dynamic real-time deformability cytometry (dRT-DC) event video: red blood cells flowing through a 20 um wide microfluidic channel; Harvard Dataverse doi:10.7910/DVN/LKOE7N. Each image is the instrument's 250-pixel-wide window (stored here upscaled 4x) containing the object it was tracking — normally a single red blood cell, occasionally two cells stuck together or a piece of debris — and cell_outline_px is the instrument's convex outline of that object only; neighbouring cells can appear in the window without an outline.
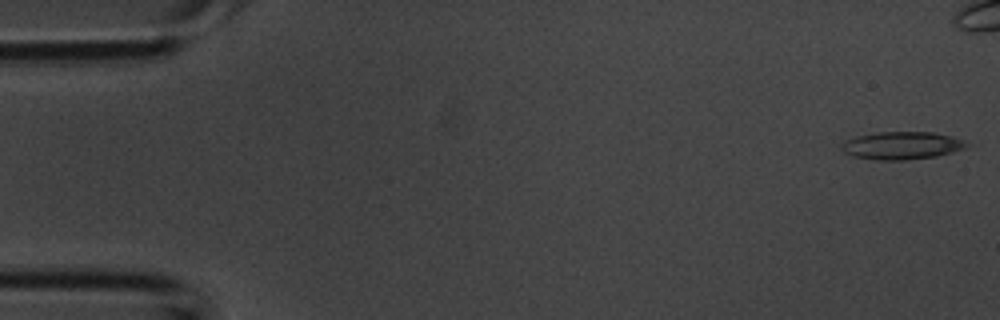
{"species": "common noctule bat (a hibernating species)", "species_latin": "Nyctalus noctula", "temperature_condition": "room temperature", "stored_images_in_passage": 35, "camera_frame_rate_fps": 3000, "um_per_image_px": 0.085, "animal": {"sex": "male", "body_mass_g": 20.1, "forearm_length_mm": 53.5}, "frame": {"image": 1, "passage_image": 1, "time_ms": 0.0, "image_size_px": [1000, 320], "cell_outline_px": [[976, 144], [968, 148], [936, 156], [904, 160], [876, 160], [852, 156], [844, 152], [840, 148], [840, 144], [844, 140], [856, 136], [876, 132], [932, 132], [952, 136]], "centroid_in_image_um": [76.69, 12.36], "position_along_channel_um": 8.3, "area_um2": 20.63}}
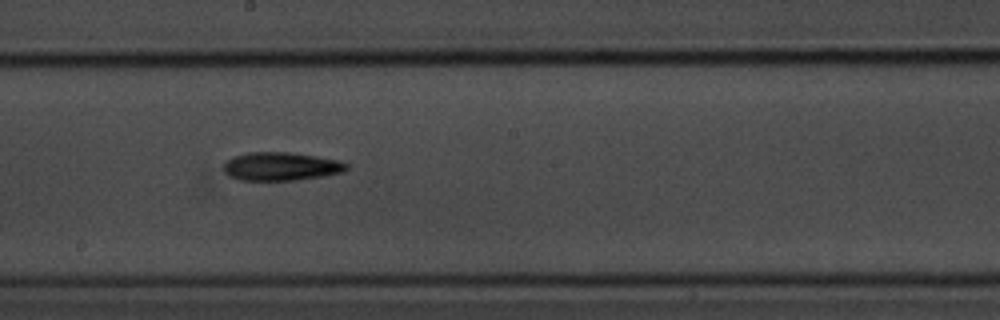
{"frame": {"image": 2, "passage_image": 23, "time_ms": 7.333, "image_size_px": [1000, 320], "cell_outline_px": [[348, 168], [344, 172], [324, 176], [296, 180], [240, 180], [228, 176], [224, 172], [224, 164], [232, 156], [248, 152], [288, 152], [316, 156], [340, 160], [348, 164]], "centroid_in_image_um": [23.89, 14.14], "position_along_channel_um": 224.3, "area_um2": 20.46}}
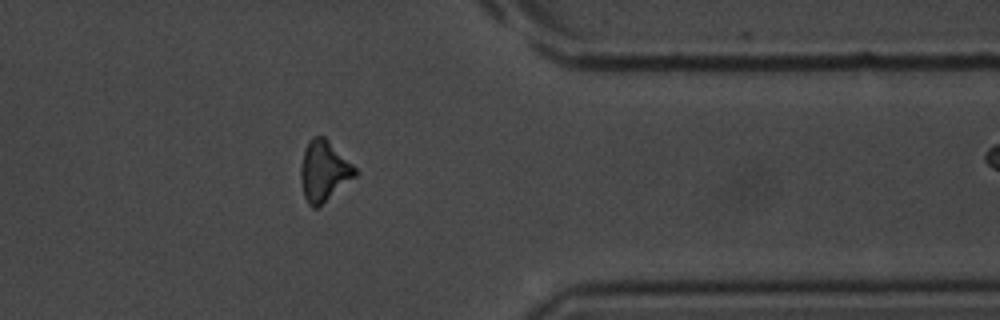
{"frame": {"image": 3, "passage_image": 34, "time_ms": 11.0, "image_size_px": [1000, 320], "cell_outline_px": [[360, 172], [356, 176], [316, 208], [312, 208], [308, 204], [304, 196], [300, 180], [300, 168], [304, 148], [308, 140], [312, 136], [324, 136]], "centroid_in_image_um": [27.51, 14.52], "position_along_channel_um": 383.9, "area_um2": 19.13}}